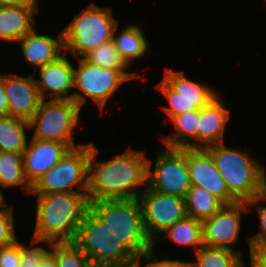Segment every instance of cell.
Here are the masks:
<instances>
[{"label":"cell","instance_id":"cell-1","mask_svg":"<svg viewBox=\"0 0 266 267\" xmlns=\"http://www.w3.org/2000/svg\"><path fill=\"white\" fill-rule=\"evenodd\" d=\"M100 150L92 142L88 164L89 202L138 198L147 186V154L127 147L111 159L98 161ZM144 185V186H143Z\"/></svg>","mask_w":266,"mask_h":267},{"label":"cell","instance_id":"cell-2","mask_svg":"<svg viewBox=\"0 0 266 267\" xmlns=\"http://www.w3.org/2000/svg\"><path fill=\"white\" fill-rule=\"evenodd\" d=\"M33 240L73 242L89 209L87 193L57 192L36 195Z\"/></svg>","mask_w":266,"mask_h":267},{"label":"cell","instance_id":"cell-3","mask_svg":"<svg viewBox=\"0 0 266 267\" xmlns=\"http://www.w3.org/2000/svg\"><path fill=\"white\" fill-rule=\"evenodd\" d=\"M237 202H249L266 191V168L246 151L225 142L204 148Z\"/></svg>","mask_w":266,"mask_h":267},{"label":"cell","instance_id":"cell-4","mask_svg":"<svg viewBox=\"0 0 266 267\" xmlns=\"http://www.w3.org/2000/svg\"><path fill=\"white\" fill-rule=\"evenodd\" d=\"M89 208L136 258L153 247L143 227L138 198L103 199L90 202Z\"/></svg>","mask_w":266,"mask_h":267},{"label":"cell","instance_id":"cell-5","mask_svg":"<svg viewBox=\"0 0 266 267\" xmlns=\"http://www.w3.org/2000/svg\"><path fill=\"white\" fill-rule=\"evenodd\" d=\"M112 8L90 3L76 14L62 29L64 52L74 58H83L99 45L111 41L119 21Z\"/></svg>","mask_w":266,"mask_h":267},{"label":"cell","instance_id":"cell-6","mask_svg":"<svg viewBox=\"0 0 266 267\" xmlns=\"http://www.w3.org/2000/svg\"><path fill=\"white\" fill-rule=\"evenodd\" d=\"M73 242L86 255L91 265L127 267L136 263V257L90 208L85 213Z\"/></svg>","mask_w":266,"mask_h":267},{"label":"cell","instance_id":"cell-7","mask_svg":"<svg viewBox=\"0 0 266 267\" xmlns=\"http://www.w3.org/2000/svg\"><path fill=\"white\" fill-rule=\"evenodd\" d=\"M74 68V92L72 100L82 109L87 98L100 109L101 115L107 101L129 80L141 77L129 69H107L77 58ZM78 91V92H77Z\"/></svg>","mask_w":266,"mask_h":267},{"label":"cell","instance_id":"cell-8","mask_svg":"<svg viewBox=\"0 0 266 267\" xmlns=\"http://www.w3.org/2000/svg\"><path fill=\"white\" fill-rule=\"evenodd\" d=\"M91 147L92 142L70 148L56 165L32 185L31 195L87 193Z\"/></svg>","mask_w":266,"mask_h":267},{"label":"cell","instance_id":"cell-9","mask_svg":"<svg viewBox=\"0 0 266 267\" xmlns=\"http://www.w3.org/2000/svg\"><path fill=\"white\" fill-rule=\"evenodd\" d=\"M81 108L73 100L42 99L29 121L31 138L58 141L70 148L82 145L74 141V130L80 124Z\"/></svg>","mask_w":266,"mask_h":267},{"label":"cell","instance_id":"cell-10","mask_svg":"<svg viewBox=\"0 0 266 267\" xmlns=\"http://www.w3.org/2000/svg\"><path fill=\"white\" fill-rule=\"evenodd\" d=\"M164 76L157 83L156 89L168 101V106H160L170 121L174 116L185 112L200 110L214 99L219 92L213 87L189 79L184 71L165 68Z\"/></svg>","mask_w":266,"mask_h":267},{"label":"cell","instance_id":"cell-11","mask_svg":"<svg viewBox=\"0 0 266 267\" xmlns=\"http://www.w3.org/2000/svg\"><path fill=\"white\" fill-rule=\"evenodd\" d=\"M155 158L154 162L147 156V186L154 191L185 198L191 187L186 148L162 146Z\"/></svg>","mask_w":266,"mask_h":267},{"label":"cell","instance_id":"cell-12","mask_svg":"<svg viewBox=\"0 0 266 267\" xmlns=\"http://www.w3.org/2000/svg\"><path fill=\"white\" fill-rule=\"evenodd\" d=\"M142 208L143 227L146 235L156 248L157 242L166 229L187 216L185 199L161 193L148 186L138 197Z\"/></svg>","mask_w":266,"mask_h":267},{"label":"cell","instance_id":"cell-13","mask_svg":"<svg viewBox=\"0 0 266 267\" xmlns=\"http://www.w3.org/2000/svg\"><path fill=\"white\" fill-rule=\"evenodd\" d=\"M248 210L246 202H237L224 205L212 217L202 220L204 246L226 248L243 254L235 246L240 240L242 214Z\"/></svg>","mask_w":266,"mask_h":267},{"label":"cell","instance_id":"cell-14","mask_svg":"<svg viewBox=\"0 0 266 267\" xmlns=\"http://www.w3.org/2000/svg\"><path fill=\"white\" fill-rule=\"evenodd\" d=\"M186 163L191 177V186L204 188L224 205L237 203L229 194L223 177L204 148H186Z\"/></svg>","mask_w":266,"mask_h":267},{"label":"cell","instance_id":"cell-15","mask_svg":"<svg viewBox=\"0 0 266 267\" xmlns=\"http://www.w3.org/2000/svg\"><path fill=\"white\" fill-rule=\"evenodd\" d=\"M67 56L64 52L55 61L38 68L40 80L35 78V81L42 99L72 100L75 66Z\"/></svg>","mask_w":266,"mask_h":267},{"label":"cell","instance_id":"cell-16","mask_svg":"<svg viewBox=\"0 0 266 267\" xmlns=\"http://www.w3.org/2000/svg\"><path fill=\"white\" fill-rule=\"evenodd\" d=\"M8 116L30 121L42 101L34 76L4 73Z\"/></svg>","mask_w":266,"mask_h":267},{"label":"cell","instance_id":"cell-17","mask_svg":"<svg viewBox=\"0 0 266 267\" xmlns=\"http://www.w3.org/2000/svg\"><path fill=\"white\" fill-rule=\"evenodd\" d=\"M70 149L67 144L31 138L23 152L24 174L32 186L48 172Z\"/></svg>","mask_w":266,"mask_h":267},{"label":"cell","instance_id":"cell-18","mask_svg":"<svg viewBox=\"0 0 266 267\" xmlns=\"http://www.w3.org/2000/svg\"><path fill=\"white\" fill-rule=\"evenodd\" d=\"M221 95H217L200 109L197 132V148L225 142V129L230 120V110L224 105Z\"/></svg>","mask_w":266,"mask_h":267},{"label":"cell","instance_id":"cell-19","mask_svg":"<svg viewBox=\"0 0 266 267\" xmlns=\"http://www.w3.org/2000/svg\"><path fill=\"white\" fill-rule=\"evenodd\" d=\"M36 27L22 39L18 40L22 56L30 65L39 68L55 61L64 53L62 30L53 38L47 34H39Z\"/></svg>","mask_w":266,"mask_h":267},{"label":"cell","instance_id":"cell-20","mask_svg":"<svg viewBox=\"0 0 266 267\" xmlns=\"http://www.w3.org/2000/svg\"><path fill=\"white\" fill-rule=\"evenodd\" d=\"M38 7H0V41L17 42L36 27Z\"/></svg>","mask_w":266,"mask_h":267},{"label":"cell","instance_id":"cell-21","mask_svg":"<svg viewBox=\"0 0 266 267\" xmlns=\"http://www.w3.org/2000/svg\"><path fill=\"white\" fill-rule=\"evenodd\" d=\"M118 27L117 24L113 32L112 40L122 59L131 67L130 65H132L134 61L143 58L146 53L148 54L150 44L141 26L135 23L126 24L120 31L117 30Z\"/></svg>","mask_w":266,"mask_h":267},{"label":"cell","instance_id":"cell-22","mask_svg":"<svg viewBox=\"0 0 266 267\" xmlns=\"http://www.w3.org/2000/svg\"><path fill=\"white\" fill-rule=\"evenodd\" d=\"M200 110L174 116L170 122L176 130L170 136L161 138L162 145L169 148H197V132Z\"/></svg>","mask_w":266,"mask_h":267},{"label":"cell","instance_id":"cell-23","mask_svg":"<svg viewBox=\"0 0 266 267\" xmlns=\"http://www.w3.org/2000/svg\"><path fill=\"white\" fill-rule=\"evenodd\" d=\"M161 234L163 240L168 238L179 246L190 247L194 253L204 246L202 220L188 215Z\"/></svg>","mask_w":266,"mask_h":267},{"label":"cell","instance_id":"cell-24","mask_svg":"<svg viewBox=\"0 0 266 267\" xmlns=\"http://www.w3.org/2000/svg\"><path fill=\"white\" fill-rule=\"evenodd\" d=\"M0 185L4 189L22 186L25 195L31 194L32 186L24 174L23 152L0 151Z\"/></svg>","mask_w":266,"mask_h":267},{"label":"cell","instance_id":"cell-25","mask_svg":"<svg viewBox=\"0 0 266 267\" xmlns=\"http://www.w3.org/2000/svg\"><path fill=\"white\" fill-rule=\"evenodd\" d=\"M30 124L28 121L14 118L12 116H2L0 118V151L24 152Z\"/></svg>","mask_w":266,"mask_h":267},{"label":"cell","instance_id":"cell-26","mask_svg":"<svg viewBox=\"0 0 266 267\" xmlns=\"http://www.w3.org/2000/svg\"><path fill=\"white\" fill-rule=\"evenodd\" d=\"M189 267H246L243 254L226 248L200 247Z\"/></svg>","mask_w":266,"mask_h":267},{"label":"cell","instance_id":"cell-27","mask_svg":"<svg viewBox=\"0 0 266 267\" xmlns=\"http://www.w3.org/2000/svg\"><path fill=\"white\" fill-rule=\"evenodd\" d=\"M187 215L204 220L217 213L224 204L204 188L191 186L185 196Z\"/></svg>","mask_w":266,"mask_h":267},{"label":"cell","instance_id":"cell-28","mask_svg":"<svg viewBox=\"0 0 266 267\" xmlns=\"http://www.w3.org/2000/svg\"><path fill=\"white\" fill-rule=\"evenodd\" d=\"M50 251L54 254L58 267H90L86 255L74 242H51Z\"/></svg>","mask_w":266,"mask_h":267},{"label":"cell","instance_id":"cell-29","mask_svg":"<svg viewBox=\"0 0 266 267\" xmlns=\"http://www.w3.org/2000/svg\"><path fill=\"white\" fill-rule=\"evenodd\" d=\"M87 62L107 69H128L119 51L115 48L114 41H108L96 47L83 57Z\"/></svg>","mask_w":266,"mask_h":267},{"label":"cell","instance_id":"cell-30","mask_svg":"<svg viewBox=\"0 0 266 267\" xmlns=\"http://www.w3.org/2000/svg\"><path fill=\"white\" fill-rule=\"evenodd\" d=\"M262 202H266V191L247 202L249 209H252L253 206L256 207V213L258 214L257 216L260 221L259 231H257L256 234L249 236L248 239L246 238L249 244V252L251 248L264 247L266 245V205H262Z\"/></svg>","mask_w":266,"mask_h":267},{"label":"cell","instance_id":"cell-31","mask_svg":"<svg viewBox=\"0 0 266 267\" xmlns=\"http://www.w3.org/2000/svg\"><path fill=\"white\" fill-rule=\"evenodd\" d=\"M46 243L47 247L41 246ZM50 241L31 240L30 246L21 243L20 267H40L43 257L50 251Z\"/></svg>","mask_w":266,"mask_h":267},{"label":"cell","instance_id":"cell-32","mask_svg":"<svg viewBox=\"0 0 266 267\" xmlns=\"http://www.w3.org/2000/svg\"><path fill=\"white\" fill-rule=\"evenodd\" d=\"M13 206L11 205L10 209L0 211V248L11 245L18 240Z\"/></svg>","mask_w":266,"mask_h":267},{"label":"cell","instance_id":"cell-33","mask_svg":"<svg viewBox=\"0 0 266 267\" xmlns=\"http://www.w3.org/2000/svg\"><path fill=\"white\" fill-rule=\"evenodd\" d=\"M155 248H150L148 251L139 255L136 258L138 267H189V261H182L179 259H164L156 258Z\"/></svg>","mask_w":266,"mask_h":267},{"label":"cell","instance_id":"cell-34","mask_svg":"<svg viewBox=\"0 0 266 267\" xmlns=\"http://www.w3.org/2000/svg\"><path fill=\"white\" fill-rule=\"evenodd\" d=\"M21 242L0 248V267H20Z\"/></svg>","mask_w":266,"mask_h":267},{"label":"cell","instance_id":"cell-35","mask_svg":"<svg viewBox=\"0 0 266 267\" xmlns=\"http://www.w3.org/2000/svg\"><path fill=\"white\" fill-rule=\"evenodd\" d=\"M250 267H266V248H251L249 252Z\"/></svg>","mask_w":266,"mask_h":267},{"label":"cell","instance_id":"cell-36","mask_svg":"<svg viewBox=\"0 0 266 267\" xmlns=\"http://www.w3.org/2000/svg\"><path fill=\"white\" fill-rule=\"evenodd\" d=\"M0 115L8 116V100L4 89V73L0 72Z\"/></svg>","mask_w":266,"mask_h":267},{"label":"cell","instance_id":"cell-37","mask_svg":"<svg viewBox=\"0 0 266 267\" xmlns=\"http://www.w3.org/2000/svg\"><path fill=\"white\" fill-rule=\"evenodd\" d=\"M38 0H0V7L2 6H28V7H38Z\"/></svg>","mask_w":266,"mask_h":267},{"label":"cell","instance_id":"cell-38","mask_svg":"<svg viewBox=\"0 0 266 267\" xmlns=\"http://www.w3.org/2000/svg\"><path fill=\"white\" fill-rule=\"evenodd\" d=\"M40 267H58L55 256L51 251L43 257Z\"/></svg>","mask_w":266,"mask_h":267},{"label":"cell","instance_id":"cell-39","mask_svg":"<svg viewBox=\"0 0 266 267\" xmlns=\"http://www.w3.org/2000/svg\"><path fill=\"white\" fill-rule=\"evenodd\" d=\"M1 189L4 188L0 185V211L11 208V205L8 207V203L6 202L4 193L1 191Z\"/></svg>","mask_w":266,"mask_h":267},{"label":"cell","instance_id":"cell-40","mask_svg":"<svg viewBox=\"0 0 266 267\" xmlns=\"http://www.w3.org/2000/svg\"><path fill=\"white\" fill-rule=\"evenodd\" d=\"M127 267H138V265L135 263V264L127 266Z\"/></svg>","mask_w":266,"mask_h":267}]
</instances>
